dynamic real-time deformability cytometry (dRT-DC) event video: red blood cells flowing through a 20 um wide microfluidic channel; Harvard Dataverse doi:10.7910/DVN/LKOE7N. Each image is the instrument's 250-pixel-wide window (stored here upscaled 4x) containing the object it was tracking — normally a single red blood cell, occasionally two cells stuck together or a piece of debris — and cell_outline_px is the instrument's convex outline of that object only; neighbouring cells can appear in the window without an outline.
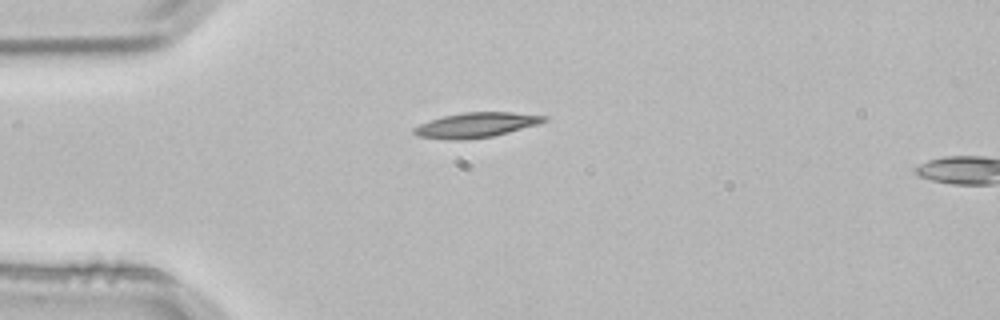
{"species": "common noctule bat (a hibernating species)", "species_latin": "Nyctalus noctula", "temperature_condition": "room temperature", "stored_images_in_passage": 4, "camera_frame_rate_fps": 3000, "um_per_image_px": 0.085, "animal": {"sex": "male", "body_mass_g": 21.5, "forearm_length_mm": 52.0}, "frame": {"image": 1, "passage_image": 4, "time_ms": 1.0, "image_size_px": [1000, 320], "cell_outline_px": [[548, 120], [536, 124], [508, 132], [492, 136], [460, 140], [452, 140], [416, 136], [412, 132], [412, 128], [420, 124], [444, 116], [464, 112], [512, 112], [548, 116]], "centroid_in_image_um": [40.44, 10.62], "position_along_channel_um": 44.6, "area_um2": 18.67}}